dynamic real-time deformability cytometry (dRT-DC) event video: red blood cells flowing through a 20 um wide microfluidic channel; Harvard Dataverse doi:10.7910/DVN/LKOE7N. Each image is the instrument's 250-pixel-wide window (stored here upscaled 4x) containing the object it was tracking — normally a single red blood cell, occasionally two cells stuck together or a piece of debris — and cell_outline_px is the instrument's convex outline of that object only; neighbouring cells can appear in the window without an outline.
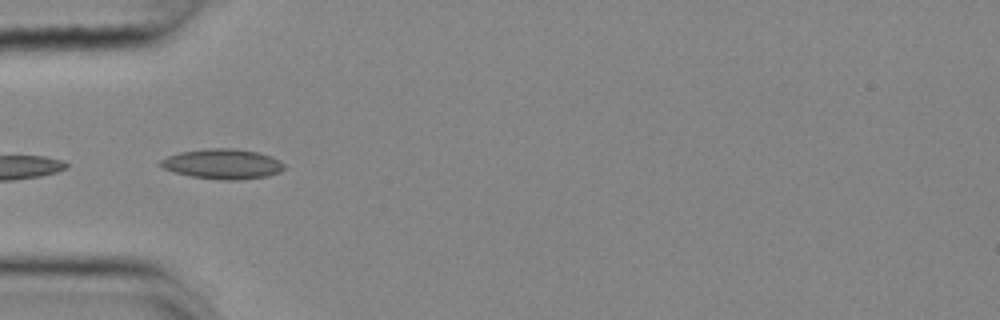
{"species": "common noctule bat (a hibernating species)", "species_latin": "Nyctalus noctula", "temperature_condition": "cold", "stored_images_in_passage": 38, "camera_frame_rate_fps": 3000, "um_per_image_px": 0.085, "animal": {"sex": "female", "body_mass_g": 25.1}, "frame": {"image": 1, "passage_image": 1, "time_ms": 0.0, "image_size_px": [1000, 320], "cell_outline_px": [[284, 168], [280, 172], [268, 176], [236, 180], [220, 180], [192, 176], [176, 172], [164, 168], [160, 164], [160, 160], [168, 156], [180, 152], [208, 148], [232, 148], [256, 152], [280, 160], [284, 164]], "centroid_in_image_um": [18.93, 13.94], "position_along_channel_um": 66.1, "area_um2": 21.39}}
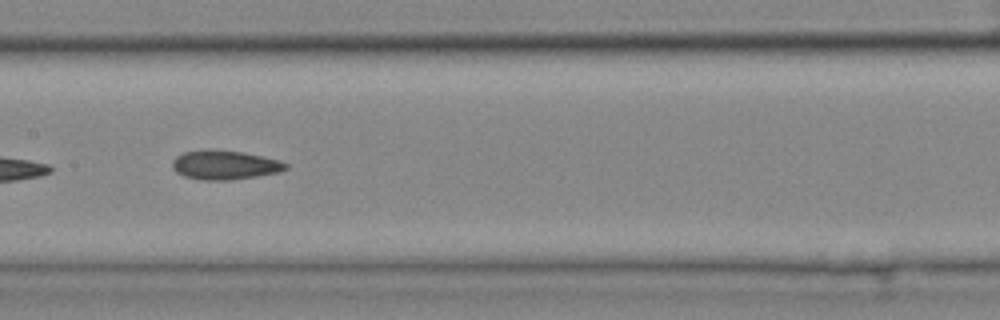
{"frame": {"image": 2, "passage_image": 11, "time_ms": 3.333, "image_size_px": [1000, 320], "cell_outline_px": [[288, 168], [280, 172], [232, 180], [200, 180], [184, 176], [176, 172], [172, 168], [172, 160], [176, 156], [184, 152], [208, 148], [244, 152], [280, 160], [288, 164]], "centroid_in_image_um": [19.09, 14.01], "position_along_channel_um": 188.3, "area_um2": 19.59}}
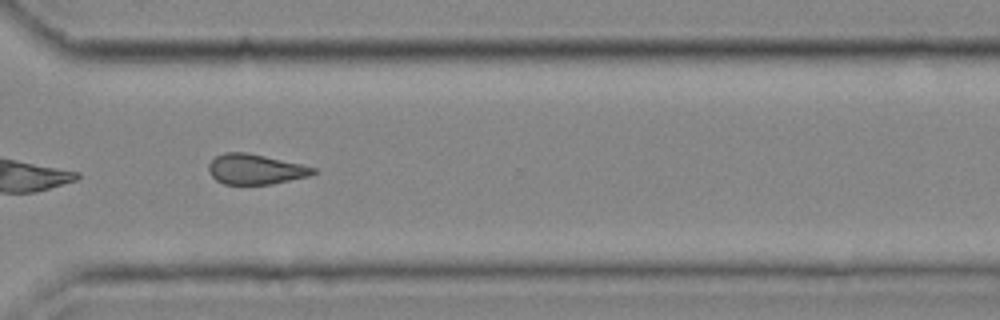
{"frame": {"image": 3, "passage_image": 24, "time_ms": 7.667, "image_size_px": [1000, 320], "cell_outline_px": [[316, 172], [308, 176], [272, 184], [224, 184], [216, 180], [208, 172], [208, 164], [216, 156], [224, 152], [244, 152], [264, 156], [300, 164], [316, 168]], "centroid_in_image_um": [21.67, 14.39], "position_along_channel_um": 348.9, "area_um2": 18.21}, "authors_computed_cell_mechanics": {"area_um2": 18.6694, "velocity_mm_per_s": 3.6937, "shape_relaxation_time_tau1_ms": null, "shape_relaxation_time_tau2_ms": 8.2352, "deformation_change_tau1": null, "deformation_change_tau2": 0.1738}}